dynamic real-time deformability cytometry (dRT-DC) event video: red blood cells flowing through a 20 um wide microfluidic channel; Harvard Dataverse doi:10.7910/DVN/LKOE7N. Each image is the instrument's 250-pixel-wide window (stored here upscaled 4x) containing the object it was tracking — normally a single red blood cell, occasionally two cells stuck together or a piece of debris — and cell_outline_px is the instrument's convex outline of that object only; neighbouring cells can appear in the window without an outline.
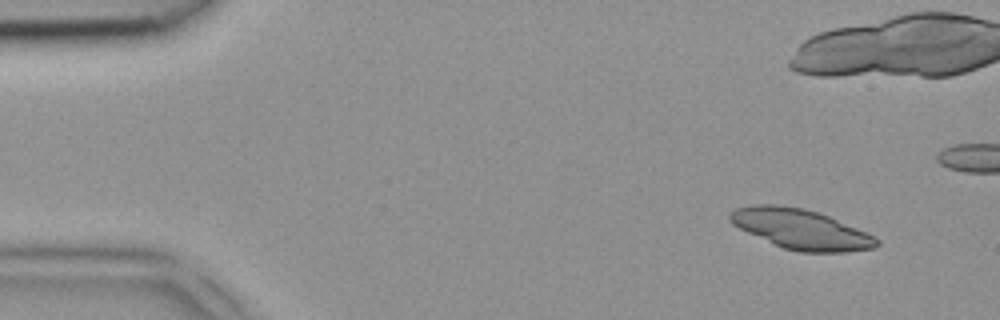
{"species": "common noctule bat (a hibernating species)", "species_latin": "Nyctalus noctula", "temperature_condition": "room temperature", "stored_images_in_passage": 6, "camera_frame_rate_fps": 3000, "um_per_image_px": 0.085, "animal": {"sex": "female", "body_mass_g": 18.4}, "frame": {"image": 1, "passage_image": 1, "time_ms": 0.0, "image_size_px": [1000, 320], "cell_outline_px": [[880, 244], [876, 248], [848, 252], [800, 252], [784, 248], [748, 232], [732, 224], [728, 220], [728, 216], [736, 208], [752, 204], [776, 204], [804, 208], [828, 216], [876, 236], [880, 240]], "centroid_in_image_um": [68.1, 19.48], "position_along_channel_um": 16.9, "area_um2": 34.04}}